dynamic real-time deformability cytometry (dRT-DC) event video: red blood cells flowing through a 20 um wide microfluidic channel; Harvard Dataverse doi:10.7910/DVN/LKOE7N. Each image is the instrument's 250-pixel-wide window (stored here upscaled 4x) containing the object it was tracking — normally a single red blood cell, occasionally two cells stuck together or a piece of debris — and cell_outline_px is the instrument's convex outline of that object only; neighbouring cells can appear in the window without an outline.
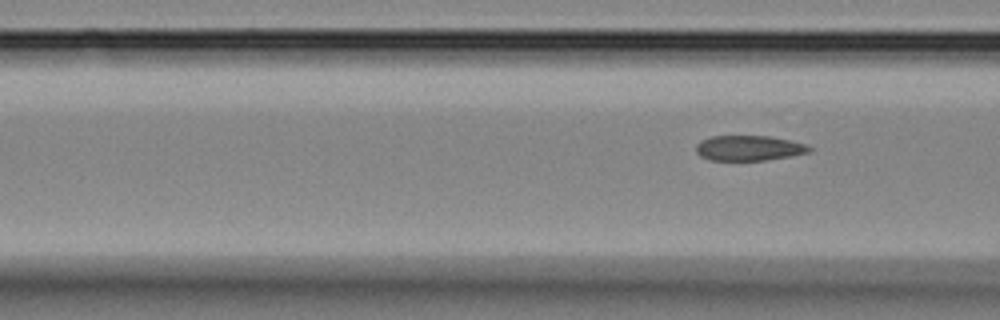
{"species": "Egyptian fruit bat (a non-hibernating species)", "species_latin": "Rousettus aegyptiacus", "temperature_condition": "room temperature", "stored_images_in_passage": 9, "segment_of_instrument_passage": [2, 2], "camera_frame_rate_fps": 3000, "um_per_image_px": 0.085, "animal": {"sex": "female"}, "frame": {"image": 1, "passage_image": 9, "time_ms": 9.333, "image_size_px": [1000, 320], "cell_outline_px": [[812, 152], [792, 156], [764, 160], [708, 160], [700, 156], [696, 152], [696, 144], [700, 140], [712, 136], [768, 136], [788, 140], [804, 144], [812, 148]], "centroid_in_image_um": [63.64, 12.59], "position_along_channel_um": 103.0, "area_um2": 16.65}}